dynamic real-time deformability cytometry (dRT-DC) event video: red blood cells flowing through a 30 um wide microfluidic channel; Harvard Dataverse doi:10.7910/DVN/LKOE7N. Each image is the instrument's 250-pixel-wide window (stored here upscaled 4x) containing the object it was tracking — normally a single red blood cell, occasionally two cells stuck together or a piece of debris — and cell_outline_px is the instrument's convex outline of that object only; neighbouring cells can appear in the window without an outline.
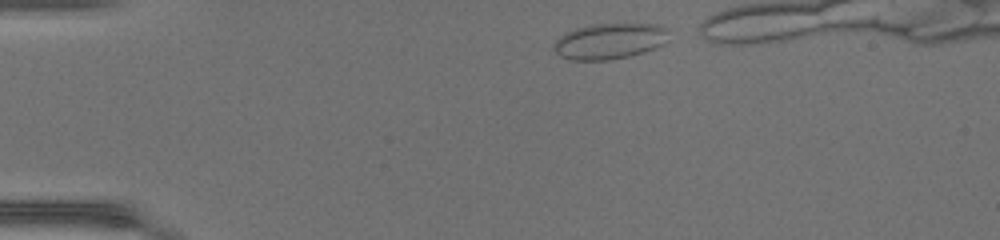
{"species": "common noctule bat (a hibernating species)", "species_latin": "Nyctalus noctula", "temperature_condition": "warm", "stored_images_in_passage": 32, "camera_frame_rate_fps": 3000, "um_per_image_px": 0.085, "animal": {"sex": "female", "body_mass_g": 17.0, "forearm_length_mm": 48.0}, "frame": {"image": 1, "passage_image": 2, "time_ms": 0.333, "image_size_px": [1000, 240], "cell_outline_px": [[668, 28], [664, 44], [644, 52], [628, 56], [608, 60], [572, 60], [560, 56], [552, 48], [552, 44], [560, 36], [576, 28], [592, 24], [660, 24]], "centroid_in_image_um": [51.8, 3.49], "position_along_channel_um": 33.2, "area_um2": 23.93}}
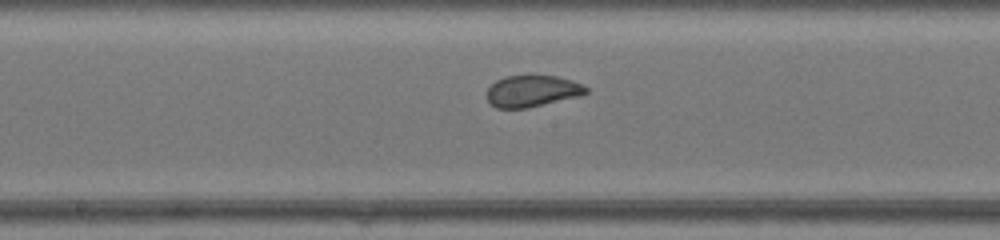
{"frame": {"image": 2, "passage_image": 18, "time_ms": 5.667, "image_size_px": [1000, 240], "cell_outline_px": [[588, 92], [580, 96], [528, 108], [496, 108], [488, 100], [488, 88], [496, 80], [504, 76], [556, 76], [572, 80], [588, 88]], "centroid_in_image_um": [45.25, 7.74], "position_along_channel_um": 203.0, "area_um2": 18.09}}
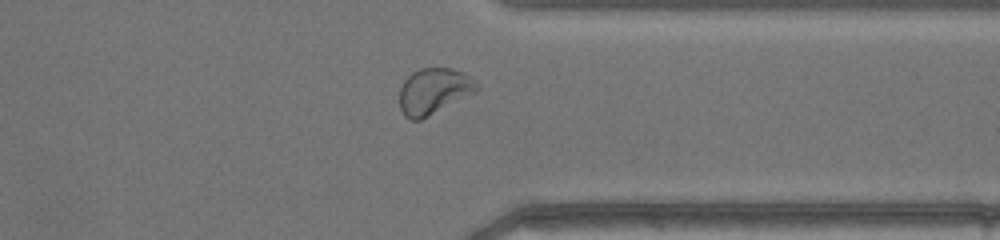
{"frame": {"image": 3, "passage_image": 30, "time_ms": 9.667, "image_size_px": [1000, 240], "cell_outline_px": [[480, 88], [476, 92], [420, 120], [412, 120], [404, 116], [400, 108], [400, 88], [404, 80], [412, 72], [420, 68], [452, 68], [464, 72]], "centroid_in_image_um": [36.85, 7.74], "position_along_channel_um": 374.5, "area_um2": 20.58}}